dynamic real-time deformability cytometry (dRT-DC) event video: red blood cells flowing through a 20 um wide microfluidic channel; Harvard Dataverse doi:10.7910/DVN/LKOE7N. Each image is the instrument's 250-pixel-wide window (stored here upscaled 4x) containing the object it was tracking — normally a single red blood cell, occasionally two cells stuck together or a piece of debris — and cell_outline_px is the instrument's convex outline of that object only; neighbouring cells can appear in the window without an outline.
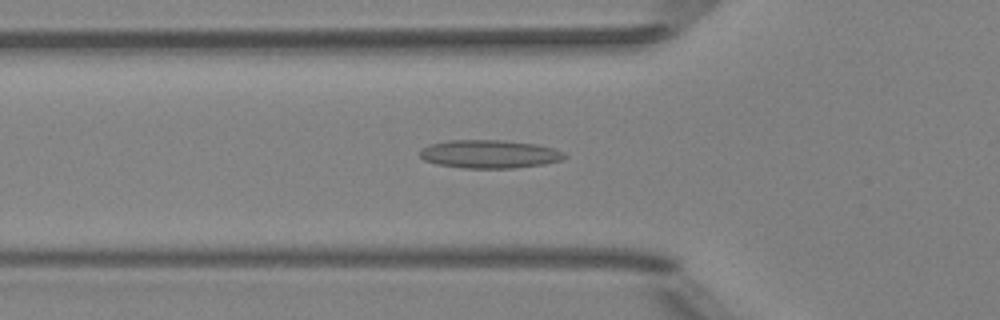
{"species": "Egyptian fruit bat (a non-hibernating species)", "species_latin": "Rousettus aegyptiacus", "temperature_condition": "room temperature", "stored_images_in_passage": 51, "camera_frame_rate_fps": 3000, "um_per_image_px": 0.085, "animal": {"sex": "female"}, "frame": {"image": 1, "passage_image": 17, "time_ms": 5.333, "image_size_px": [1000, 320], "cell_outline_px": [[568, 156], [560, 160], [544, 164], [516, 168], [464, 168], [436, 164], [424, 160], [420, 156], [420, 148], [428, 144], [448, 140], [500, 140], [536, 144], [552, 148], [564, 152]], "centroid_in_image_um": [41.57, 13.09], "position_along_channel_um": 84.2, "area_um2": 23.93}}
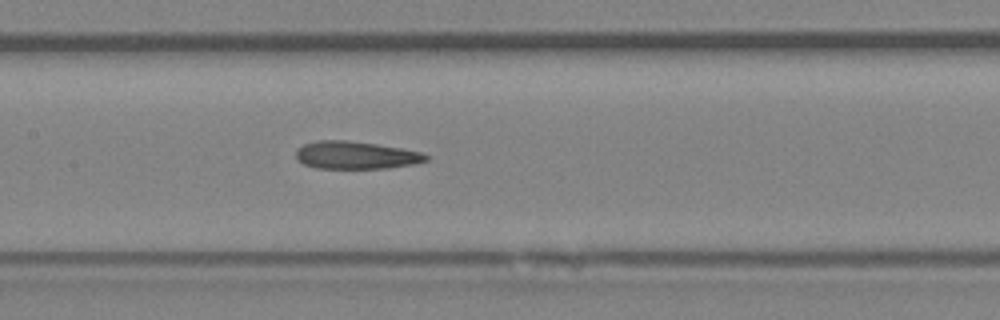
{"frame": {"image": 2, "passage_image": 24, "time_ms": 7.667, "image_size_px": [1000, 320], "cell_outline_px": [[428, 160], [412, 164], [388, 168], [316, 168], [304, 164], [296, 160], [296, 148], [304, 144], [316, 140], [348, 140], [376, 144], [400, 148], [420, 152], [428, 156]], "centroid_in_image_um": [30.18, 13.18], "position_along_channel_um": 177.2, "area_um2": 20.92}}
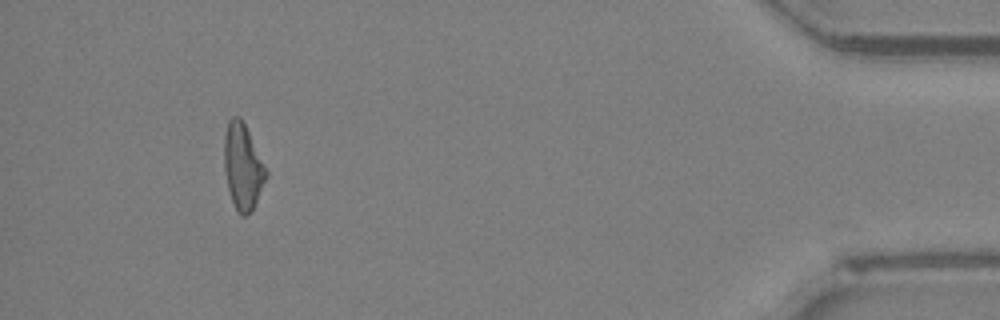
{"frame": {"image": 3, "passage_image": 47, "time_ms": 15.333, "image_size_px": [1000, 320], "cell_outline_px": [[268, 176], [252, 212], [244, 216], [240, 216], [236, 212], [228, 188], [224, 168], [224, 136], [228, 120], [232, 116], [240, 116], [268, 172]], "centroid_in_image_um": [20.63, 14.2], "position_along_channel_um": 414.6, "area_um2": 20.98}, "authors_computed_cell_mechanics": {"area_um2": 21.386, "velocity_mm_per_s": 3.9749, "shape_relaxation_time_tau1_ms": null, "shape_relaxation_time_tau2_ms": 6.2717, "deformation_change_tau1": null, "deformation_change_tau2": 0.2216}}